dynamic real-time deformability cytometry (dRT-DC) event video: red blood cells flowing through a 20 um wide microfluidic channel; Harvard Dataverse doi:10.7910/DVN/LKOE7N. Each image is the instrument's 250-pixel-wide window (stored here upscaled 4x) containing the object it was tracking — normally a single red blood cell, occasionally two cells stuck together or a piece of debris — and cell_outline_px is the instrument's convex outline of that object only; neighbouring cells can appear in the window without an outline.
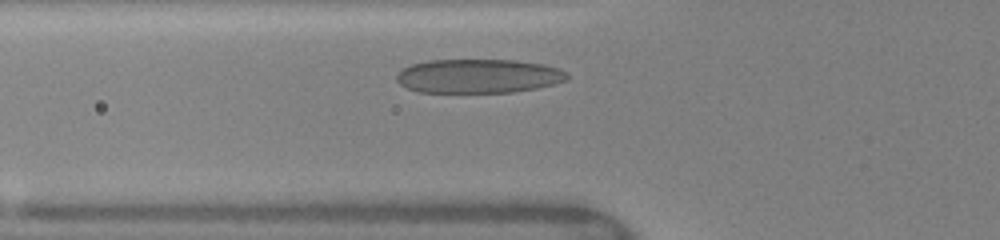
{"species": "human", "species_latin": "Homo sapiens", "temperature_condition": "warm", "stored_images_in_passage": 30, "camera_frame_rate_fps": 3000, "um_per_image_px": 0.085, "donor": {"sex": "female"}, "frame": {"image": 1, "passage_image": 2, "time_ms": 0.333, "image_size_px": [1000, 240], "cell_outline_px": [[568, 80], [536, 88], [512, 92], [420, 92], [404, 88], [396, 80], [396, 76], [404, 68], [412, 64], [428, 60], [516, 60], [540, 64], [560, 68], [568, 72]], "centroid_in_image_um": [40.66, 6.46], "position_along_channel_um": 85.1, "area_um2": 33.81}}
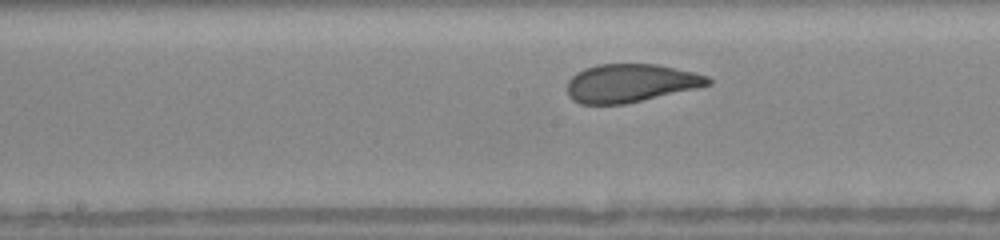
{"frame": {"image": 2, "passage_image": 11, "time_ms": 3.0, "image_size_px": [1000, 240], "cell_outline_px": [[712, 84], [696, 88], [624, 104], [580, 104], [572, 100], [568, 96], [568, 80], [576, 72], [584, 68], [600, 64], [660, 64], [708, 76], [712, 80]], "centroid_in_image_um": [53.58, 7.06], "position_along_channel_um": 194.6, "area_um2": 31.33}}
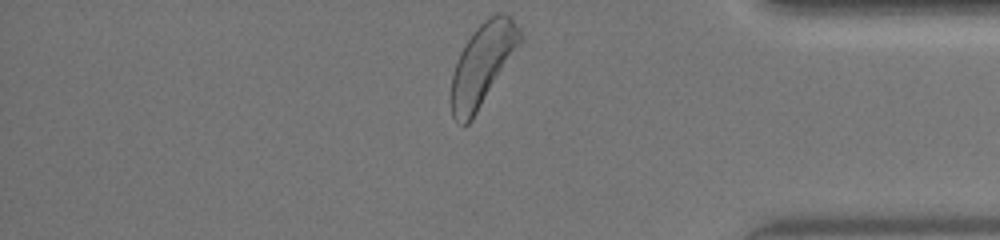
{"frame": {"image": 3, "passage_image": 30, "time_ms": 8.333, "image_size_px": [1000, 240], "cell_outline_px": [[524, 40], [472, 120], [468, 124], [460, 124], [452, 116], [452, 76], [460, 52], [476, 28], [488, 16], [496, 12], [504, 12], [512, 16], [520, 28], [524, 36]], "centroid_in_image_um": [41.08, 5.41], "position_along_channel_um": 394.1, "area_um2": 32.95}, "authors_computed_cell_mechanics": {"area_um2": 32.3102, "velocity_mm_per_s": 4.0787, "shape_relaxation_time_tau1_ms": 2.778, "shape_relaxation_time_tau2_ms": null, "deformation_change_tau1": 0.1456, "deformation_change_tau2": null}}